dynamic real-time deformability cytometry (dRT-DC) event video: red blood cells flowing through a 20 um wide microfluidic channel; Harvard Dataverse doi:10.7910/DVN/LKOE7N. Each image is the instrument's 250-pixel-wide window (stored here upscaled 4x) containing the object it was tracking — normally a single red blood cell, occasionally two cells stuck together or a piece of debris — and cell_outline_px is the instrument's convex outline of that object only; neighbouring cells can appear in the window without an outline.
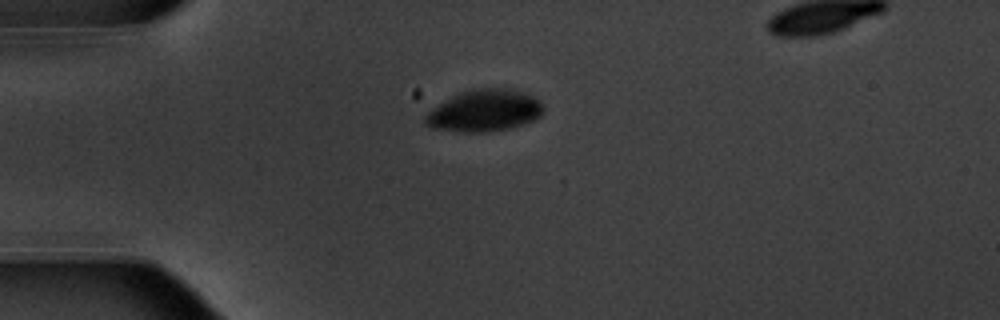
{"species": "common noctule bat (a hibernating species)", "species_latin": "Nyctalus noctula", "temperature_condition": "warm", "stored_images_in_passage": 16, "camera_frame_rate_fps": 3000, "um_per_image_px": 0.085, "animal": {"sex": "male", "body_mass_g": 20.1, "forearm_length_mm": 53.5}, "frame": {"image": 1, "passage_image": 16, "time_ms": 5.0, "image_size_px": [1000, 320], "cell_outline_px": [[544, 112], [536, 120], [512, 128], [484, 132], [464, 132], [432, 128], [424, 124], [424, 116], [432, 108], [452, 96], [460, 92], [484, 88], [508, 88], [532, 96], [540, 100], [544, 108]], "centroid_in_image_um": [41.19, 9.42], "position_along_channel_um": 43.8, "area_um2": 28.78}}